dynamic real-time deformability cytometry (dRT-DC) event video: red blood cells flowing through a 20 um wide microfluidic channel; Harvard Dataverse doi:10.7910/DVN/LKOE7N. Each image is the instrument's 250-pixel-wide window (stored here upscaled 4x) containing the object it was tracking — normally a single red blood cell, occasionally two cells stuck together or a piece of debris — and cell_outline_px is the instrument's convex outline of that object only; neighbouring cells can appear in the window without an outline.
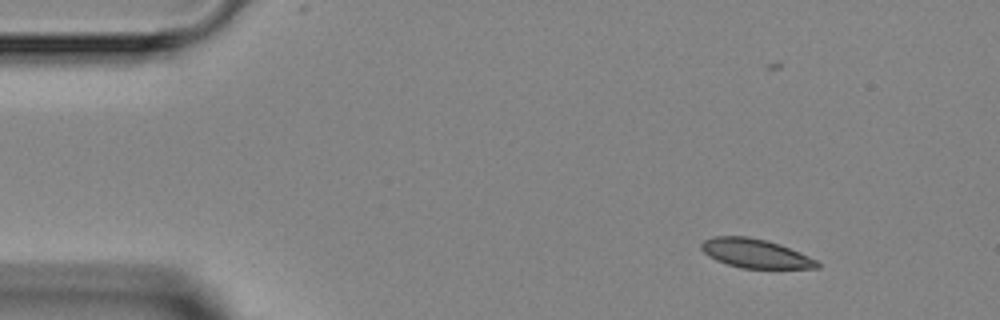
{"species": "Egyptian fruit bat (a non-hibernating species)", "species_latin": "Rousettus aegyptiacus", "temperature_condition": "room temperature", "stored_images_in_passage": 4, "camera_frame_rate_fps": 3000, "um_per_image_px": 0.085, "animal": {"sex": "female"}, "frame": {"image": 1, "passage_image": 1, "time_ms": 0.0, "image_size_px": [1000, 320], "cell_outline_px": [[820, 268], [740, 268], [716, 260], [708, 256], [700, 248], [700, 244], [704, 240], [712, 236], [748, 236], [768, 240], [780, 244], [800, 252], [816, 260], [820, 264]], "centroid_in_image_um": [64.18, 21.53], "position_along_channel_um": 20.8, "area_um2": 19.65}}
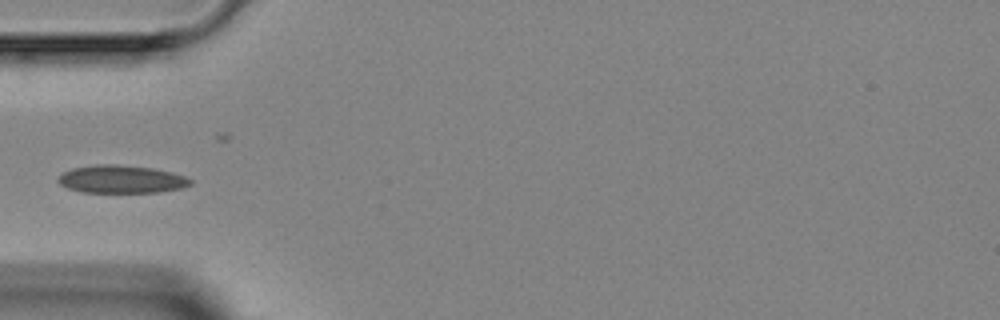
{"frame": {"image": 2, "passage_image": 4, "time_ms": 3.333, "image_size_px": [1000, 320], "cell_outline_px": [[192, 184], [180, 188], [156, 192], [80, 192], [68, 188], [60, 184], [56, 180], [64, 172], [72, 168], [96, 164], [120, 164], [152, 168], [172, 172], [184, 176], [192, 180]], "centroid_in_image_um": [10.3, 15.22], "position_along_channel_um": 74.7, "area_um2": 21.44}}